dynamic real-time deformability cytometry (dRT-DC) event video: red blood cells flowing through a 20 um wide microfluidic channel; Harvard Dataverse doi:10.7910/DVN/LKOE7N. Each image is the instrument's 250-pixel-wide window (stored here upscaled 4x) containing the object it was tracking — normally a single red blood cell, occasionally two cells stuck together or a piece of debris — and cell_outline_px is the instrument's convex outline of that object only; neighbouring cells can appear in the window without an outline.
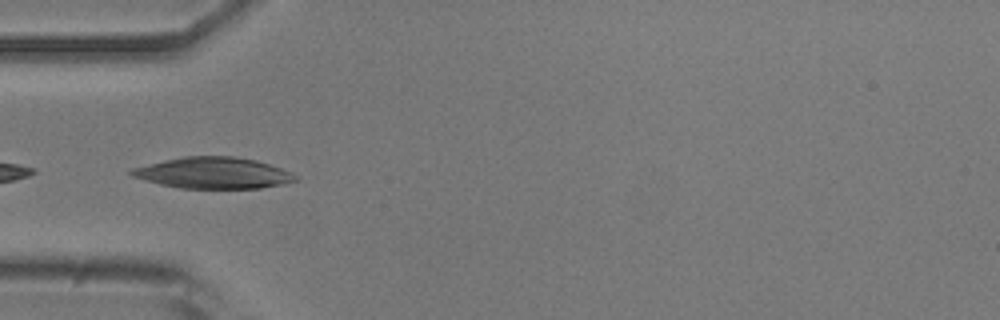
{"species": "common noctule bat (a hibernating species)", "species_latin": "Nyctalus noctula", "temperature_condition": "room temperature", "stored_images_in_passage": 17, "camera_frame_rate_fps": 3000, "um_per_image_px": 0.085, "animal": {"sex": "male", "body_mass_g": 20.5, "forearm_length_mm": 52.5}, "frame": {"image": 1, "passage_image": 1, "time_ms": 0.0, "image_size_px": [1000, 320], "cell_outline_px": [[300, 180], [284, 184], [260, 188], [180, 188], [160, 184], [132, 176], [128, 172], [132, 168], [164, 160], [184, 156], [232, 156], [256, 160], [292, 172]], "centroid_in_image_um": [18.15, 14.7], "position_along_channel_um": 66.8, "area_um2": 29.77}}